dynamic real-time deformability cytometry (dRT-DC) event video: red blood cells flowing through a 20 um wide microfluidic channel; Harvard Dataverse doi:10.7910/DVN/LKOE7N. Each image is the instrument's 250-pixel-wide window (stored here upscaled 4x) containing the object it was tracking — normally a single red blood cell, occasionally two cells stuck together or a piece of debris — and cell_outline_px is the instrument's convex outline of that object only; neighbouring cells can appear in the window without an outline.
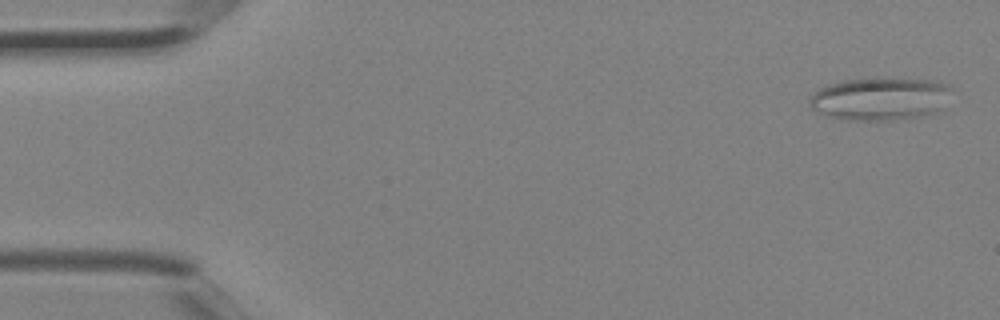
{"species": "Egyptian fruit bat (a non-hibernating species)", "species_latin": "Rousettus aegyptiacus", "temperature_condition": "room temperature", "stored_images_in_passage": 4, "camera_frame_rate_fps": 3000, "um_per_image_px": 0.085, "animal": {"sex": "female"}, "frame": {"image": 1, "passage_image": 1, "time_ms": 0.0, "image_size_px": [1000, 320], "cell_outline_px": [[952, 88], [936, 112], [928, 116], [888, 120], [844, 120], [828, 116], [812, 108], [808, 100], [808, 96], [820, 88], [828, 84], [840, 80], [876, 76], [932, 80], [948, 84]], "centroid_in_image_um": [74.76, 8.36], "position_along_channel_um": 10.2, "area_um2": 36.13}}